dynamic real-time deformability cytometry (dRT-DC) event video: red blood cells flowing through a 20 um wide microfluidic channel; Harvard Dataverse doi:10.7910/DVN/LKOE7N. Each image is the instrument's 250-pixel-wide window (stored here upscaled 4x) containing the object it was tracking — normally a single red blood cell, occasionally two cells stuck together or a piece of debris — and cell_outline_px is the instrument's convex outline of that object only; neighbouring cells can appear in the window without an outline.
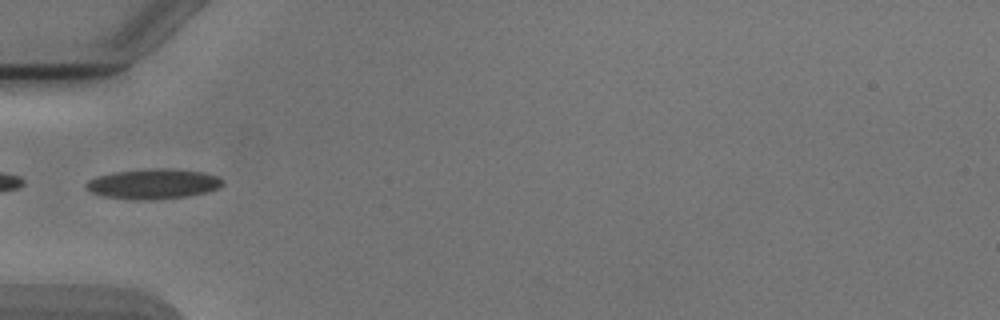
{"species": "Egyptian fruit bat (a non-hibernating species)", "species_latin": "Rousettus aegyptiacus", "temperature_condition": "cold", "stored_images_in_passage": 6, "camera_frame_rate_fps": 3000, "um_per_image_px": 0.085, "animal": {"sex": "male"}, "frame": {"image": 1, "passage_image": 6, "time_ms": 6.0, "image_size_px": [1000, 320], "cell_outline_px": [[224, 184], [216, 188], [204, 192], [188, 196], [148, 200], [136, 200], [104, 196], [92, 192], [84, 188], [84, 184], [88, 180], [96, 176], [116, 172], [152, 168], [172, 168], [204, 172], [216, 176], [224, 180]], "centroid_in_image_um": [13.0, 15.62], "position_along_channel_um": 72.0, "area_um2": 23.93}}